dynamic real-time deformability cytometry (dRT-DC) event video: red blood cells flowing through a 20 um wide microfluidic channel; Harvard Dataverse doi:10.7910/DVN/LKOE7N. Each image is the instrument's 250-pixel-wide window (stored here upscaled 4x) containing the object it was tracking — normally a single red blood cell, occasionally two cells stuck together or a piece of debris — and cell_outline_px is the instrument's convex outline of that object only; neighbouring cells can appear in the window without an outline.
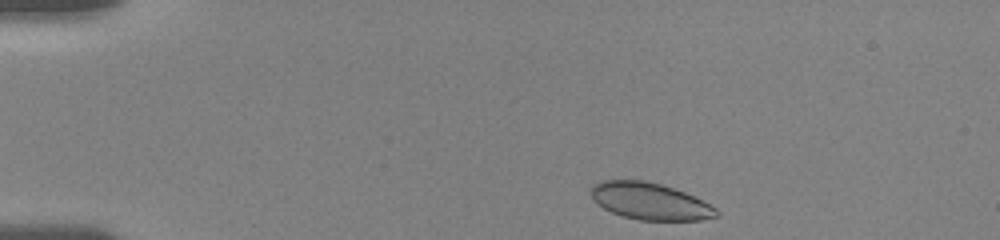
{"species": "human", "species_latin": "Homo sapiens", "temperature_condition": "room temperature", "stored_images_in_passage": 48, "camera_frame_rate_fps": 3000, "um_per_image_px": 0.085, "donor": {"sex": "female"}, "frame": {"image": 1, "passage_image": 2, "time_ms": 0.333, "image_size_px": [1000, 240], "cell_outline_px": [[720, 216], [700, 220], [640, 220], [624, 216], [612, 212], [604, 208], [592, 200], [588, 188], [592, 184], [600, 180], [644, 180], [660, 184], [684, 192], [716, 208], [720, 212]], "centroid_in_image_um": [55.19, 17.1], "position_along_channel_um": 29.8, "area_um2": 26.99}}
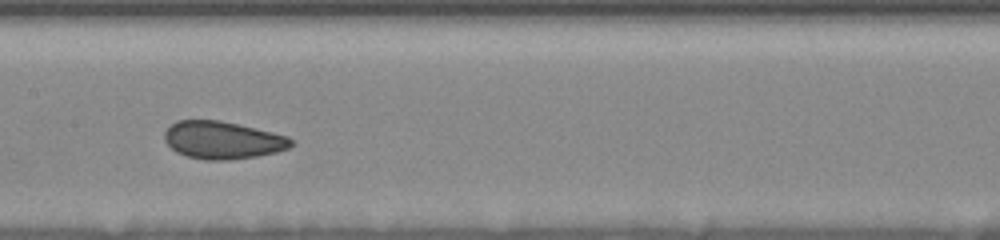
{"frame": {"image": 2, "passage_image": 21, "time_ms": 6.667, "image_size_px": [1000, 240], "cell_outline_px": [[292, 144], [288, 148], [276, 152], [256, 156], [228, 160], [204, 160], [188, 156], [176, 152], [164, 140], [164, 132], [176, 120], [220, 120], [272, 132], [288, 136], [292, 140]], "centroid_in_image_um": [18.9, 11.91], "position_along_channel_um": 188.5, "area_um2": 27.57}}
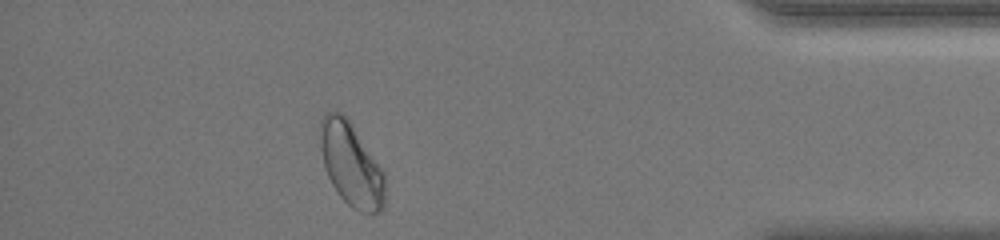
{"frame": {"image": 3, "passage_image": 42, "time_ms": 13.667, "image_size_px": [1000, 240], "cell_outline_px": [[384, 208], [380, 212], [368, 216], [352, 208], [340, 196], [332, 184], [324, 168], [320, 148], [320, 120], [324, 112], [340, 112], [352, 124], [384, 172]], "centroid_in_image_um": [29.84, 14.01], "position_along_channel_um": 405.4, "area_um2": 31.62}, "authors_computed_cell_mechanics": {"area_um2": 28.0908, "velocity_mm_per_s": 3.6169, "shape_relaxation_time_tau1_ms": 8.4841, "shape_relaxation_time_tau2_ms": 1.2277, "deformation_change_tau1": 0.1057, "deformation_change_tau2": 0.0551}}